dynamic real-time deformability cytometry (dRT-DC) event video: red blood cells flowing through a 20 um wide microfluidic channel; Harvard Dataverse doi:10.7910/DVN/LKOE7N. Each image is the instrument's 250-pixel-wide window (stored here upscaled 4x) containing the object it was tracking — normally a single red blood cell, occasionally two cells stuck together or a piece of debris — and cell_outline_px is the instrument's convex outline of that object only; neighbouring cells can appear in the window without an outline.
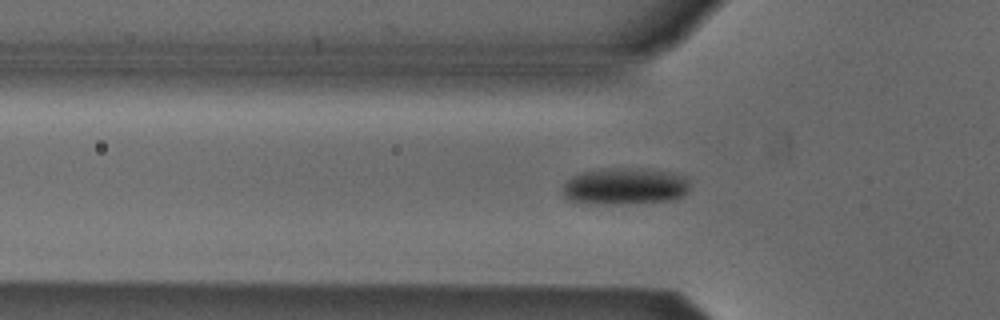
{"species": "Egyptian fruit bat (a non-hibernating species)", "species_latin": "Rousettus aegyptiacus", "temperature_condition": "cold", "stored_images_in_passage": 43, "camera_frame_rate_fps": 3000, "um_per_image_px": 0.085, "animal": {"sex": "male"}, "frame": {"image": 1, "passage_image": 6, "time_ms": 1.667, "image_size_px": [1000, 320], "cell_outline_px": [[688, 192], [672, 200], [620, 204], [608, 204], [568, 200], [560, 192], [564, 184], [572, 176], [584, 172], [600, 168], [640, 168], [676, 172], [684, 176], [688, 180]], "centroid_in_image_um": [53.12, 15.81], "position_along_channel_um": 72.7, "area_um2": 27.4}}
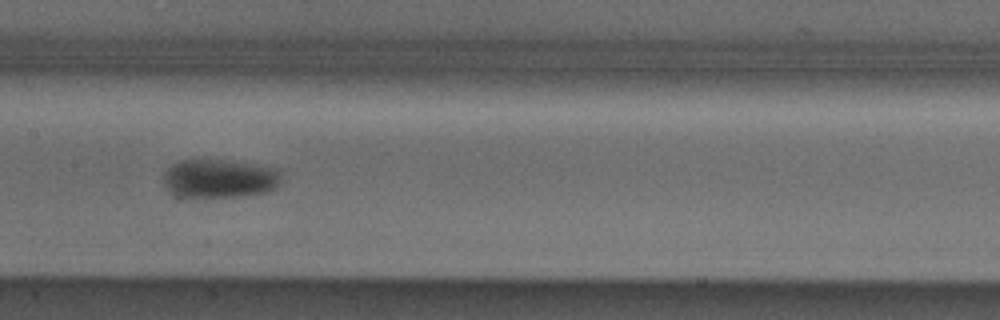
{"frame": {"image": 2, "passage_image": 15, "time_ms": 4.667, "image_size_px": [1000, 320], "cell_outline_px": [[284, 172], [280, 184], [276, 188], [268, 192], [244, 196], [188, 200], [168, 192], [164, 184], [164, 172], [172, 164], [180, 160], [224, 160], [284, 168]], "centroid_in_image_um": [18.7, 15.22], "position_along_channel_um": 188.7, "area_um2": 27.98}}
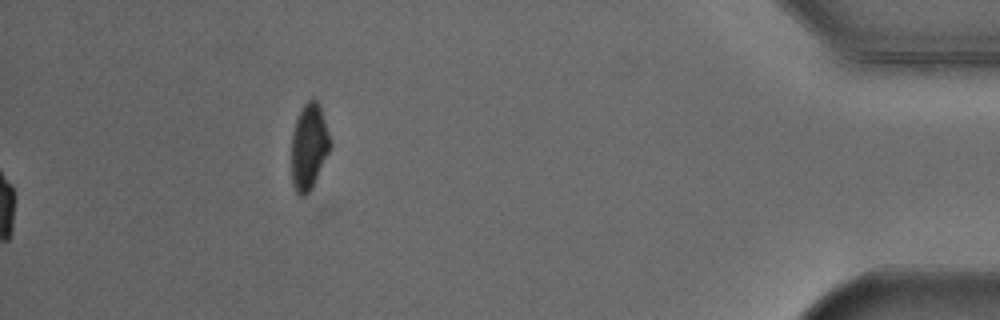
{"frame": {"image": 3, "passage_image": 43, "time_ms": 14.0, "image_size_px": [1000, 320], "cell_outline_px": [[332, 148], [312, 188], [304, 196], [300, 196], [296, 192], [292, 184], [292, 132], [296, 120], [304, 104], [308, 100], [316, 100], [320, 104], [332, 140]], "centroid_in_image_um": [26.3, 12.47], "position_along_channel_um": 408.9, "area_um2": 19.71}, "authors_computed_cell_mechanics": {"area_um2": 25.721, "velocity_mm_per_s": 3.8654, "shape_relaxation_time_tau1_ms": 3.1618, "shape_relaxation_time_tau2_ms": null, "deformation_change_tau1": 0.0693, "deformation_change_tau2": null}}